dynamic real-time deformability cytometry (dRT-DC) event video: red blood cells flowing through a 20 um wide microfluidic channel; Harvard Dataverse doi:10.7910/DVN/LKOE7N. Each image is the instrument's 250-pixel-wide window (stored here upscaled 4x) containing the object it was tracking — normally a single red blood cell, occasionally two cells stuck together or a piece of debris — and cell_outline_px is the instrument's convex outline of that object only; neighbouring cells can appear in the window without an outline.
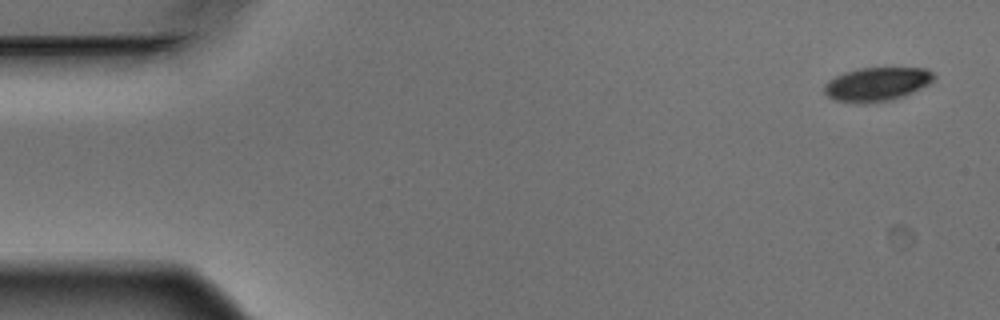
{"species": "Egyptian fruit bat (a non-hibernating species)", "species_latin": "Rousettus aegyptiacus", "temperature_condition": "warm", "stored_images_in_passage": 4, "camera_frame_rate_fps": 3000, "um_per_image_px": 0.085, "animal": {"sex": "male"}, "frame": {"image": 1, "passage_image": 1, "time_ms": 0.0, "image_size_px": [1000, 320], "cell_outline_px": [[936, 76], [928, 84], [904, 96], [892, 100], [872, 104], [860, 104], [832, 100], [824, 92], [824, 84], [828, 80], [844, 72], [860, 68], [924, 68], [932, 72]], "centroid_in_image_um": [74.49, 7.18], "position_along_channel_um": 10.5, "area_um2": 21.79}}
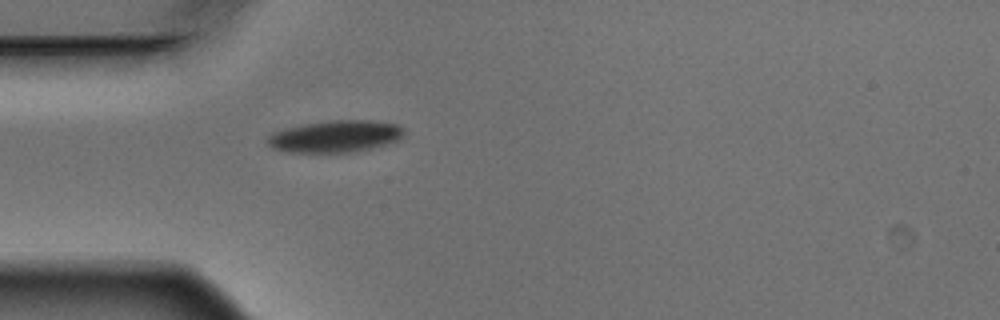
{"frame": {"image": 2, "passage_image": 4, "time_ms": 1.0, "image_size_px": [1000, 320], "cell_outline_px": [[404, 132], [400, 140], [388, 144], [352, 152], [288, 152], [272, 148], [268, 144], [268, 136], [272, 132], [304, 124], [332, 120], [372, 120], [396, 124], [404, 128]], "centroid_in_image_um": [28.53, 11.59], "position_along_channel_um": 56.5, "area_um2": 25.32}}